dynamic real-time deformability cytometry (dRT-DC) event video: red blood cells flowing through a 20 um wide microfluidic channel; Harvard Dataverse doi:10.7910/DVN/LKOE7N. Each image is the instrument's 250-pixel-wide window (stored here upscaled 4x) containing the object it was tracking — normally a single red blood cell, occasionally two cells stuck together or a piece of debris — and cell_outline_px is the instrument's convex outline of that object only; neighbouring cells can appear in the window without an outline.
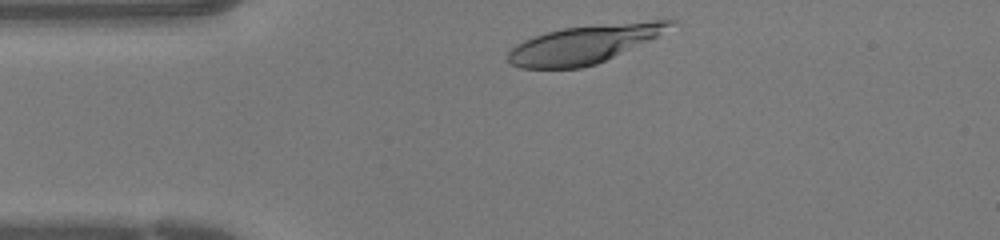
{"species": "human", "species_latin": "Homo sapiens", "temperature_condition": "warm", "stored_images_in_passage": 29, "camera_frame_rate_fps": 3000, "um_per_image_px": 0.085, "donor": {"sex": "female"}, "frame": {"image": 1, "passage_image": 1, "time_ms": 0.0, "image_size_px": [1000, 240], "cell_outline_px": [[676, 20], [672, 24], [656, 36], [596, 64], [580, 68], [520, 68], [508, 64], [508, 52], [516, 44], [524, 40], [548, 32], [564, 28], [652, 20]], "centroid_in_image_um": [49.54, 3.78], "position_along_channel_um": 35.5, "area_um2": 34.97}}
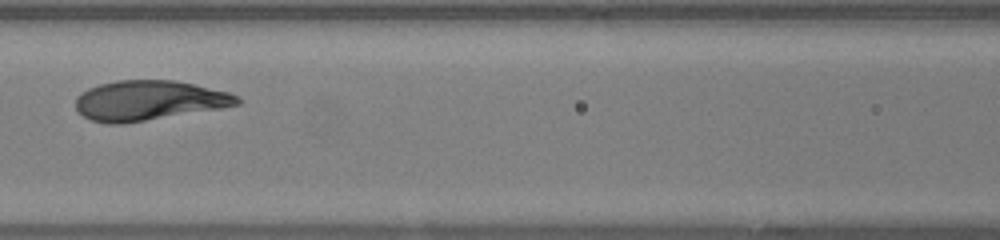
{"frame": {"image": 2, "passage_image": 11, "time_ms": 3.333, "image_size_px": [1000, 240], "cell_outline_px": [[244, 100], [240, 104], [224, 108], [124, 124], [108, 124], [92, 120], [84, 116], [76, 108], [76, 96], [80, 92], [88, 88], [100, 84], [116, 80], [172, 80], [192, 84], [228, 92], [240, 96]], "centroid_in_image_um": [12.68, 8.55], "position_along_channel_um": 153.9, "area_um2": 37.8}}
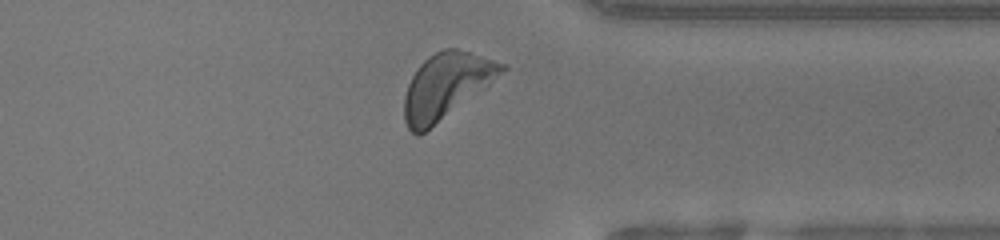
{"frame": {"image": 3, "passage_image": 26, "time_ms": 8.333, "image_size_px": [1000, 240], "cell_outline_px": [[508, 68], [504, 72], [420, 136], [416, 136], [408, 128], [404, 120], [404, 96], [408, 84], [416, 68], [428, 56], [444, 48], [456, 48], [508, 64]], "centroid_in_image_um": [37.89, 7.29], "position_along_channel_um": 373.5, "area_um2": 36.7}}